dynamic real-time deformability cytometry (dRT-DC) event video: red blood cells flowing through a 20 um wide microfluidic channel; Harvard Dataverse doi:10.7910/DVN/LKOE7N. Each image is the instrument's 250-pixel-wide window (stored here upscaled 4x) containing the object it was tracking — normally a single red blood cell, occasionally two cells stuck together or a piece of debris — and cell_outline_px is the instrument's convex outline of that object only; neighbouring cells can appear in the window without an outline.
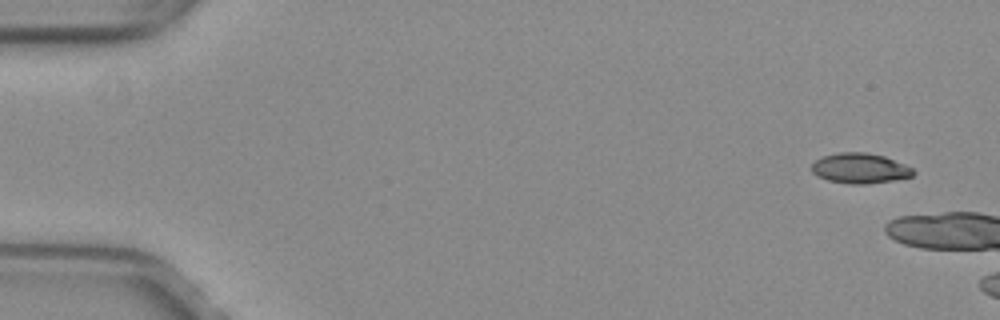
{"species": "common noctule bat (a hibernating species)", "species_latin": "Nyctalus noctula", "temperature_condition": "warm", "stored_images_in_passage": 4, "camera_frame_rate_fps": 3000, "um_per_image_px": 0.085, "animal": {"sex": "female", "body_mass_g": 29.2, "forearm_length_mm": 56.3}, "frame": {"image": 1, "passage_image": 1, "time_ms": 0.0, "image_size_px": [1000, 320], "cell_outline_px": [[916, 172], [912, 176], [892, 180], [864, 184], [848, 184], [828, 180], [812, 172], [812, 164], [820, 156], [840, 152], [864, 152], [884, 156], [904, 164], [912, 168]], "centroid_in_image_um": [73.08, 14.29], "position_along_channel_um": 11.9, "area_um2": 17.74}}